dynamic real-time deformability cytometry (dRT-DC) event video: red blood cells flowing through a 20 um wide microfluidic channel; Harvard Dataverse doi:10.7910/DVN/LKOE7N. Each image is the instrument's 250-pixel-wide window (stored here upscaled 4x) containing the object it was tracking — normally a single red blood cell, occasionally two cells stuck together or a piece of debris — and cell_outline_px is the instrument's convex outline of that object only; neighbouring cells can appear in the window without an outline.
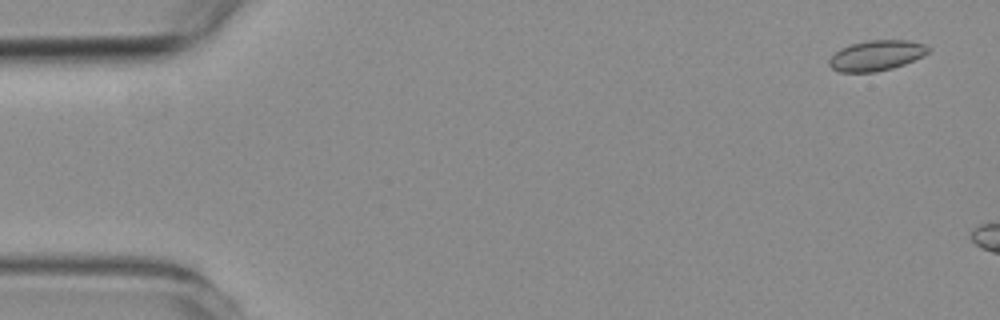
{"species": "common noctule bat (a hibernating species)", "species_latin": "Nyctalus noctula", "temperature_condition": "room temperature", "stored_images_in_passage": 8, "camera_frame_rate_fps": 3000, "um_per_image_px": 0.085, "animal": {"sex": "female", "body_mass_g": 19.3, "forearm_length_mm": 54.1}, "frame": {"image": 1, "passage_image": 3, "time_ms": 0.667, "image_size_px": [1000, 320], "cell_outline_px": [[928, 52], [904, 64], [892, 68], [876, 72], [840, 72], [832, 68], [828, 64], [828, 60], [840, 48], [852, 44], [868, 40], [908, 40], [924, 44], [928, 48]], "centroid_in_image_um": [74.45, 4.72], "position_along_channel_um": 10.6, "area_um2": 17.28}}